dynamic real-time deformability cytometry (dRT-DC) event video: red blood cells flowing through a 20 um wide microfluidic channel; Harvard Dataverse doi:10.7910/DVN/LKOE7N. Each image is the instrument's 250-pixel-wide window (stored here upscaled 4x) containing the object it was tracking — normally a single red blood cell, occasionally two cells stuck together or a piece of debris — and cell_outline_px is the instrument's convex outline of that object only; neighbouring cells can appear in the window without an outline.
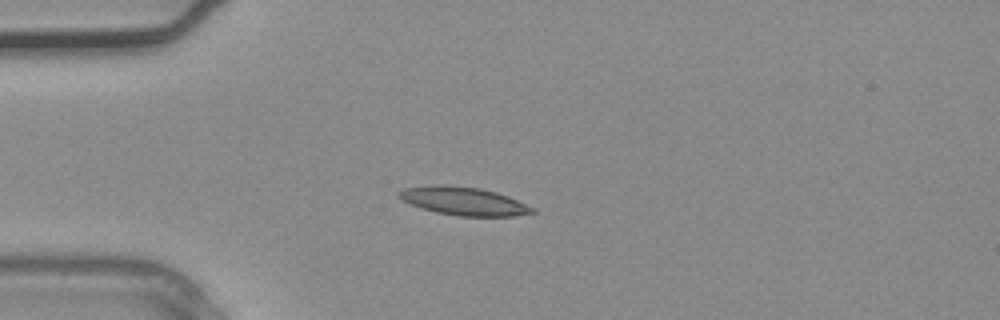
{"species": "common noctule bat (a hibernating species)", "species_latin": "Nyctalus noctula", "temperature_condition": "warm", "stored_images_in_passage": 27, "camera_frame_rate_fps": 3000, "um_per_image_px": 0.085, "animal": {"sex": "male", "body_mass_g": 20.4}, "frame": {"image": 1, "passage_image": 1, "time_ms": 0.0, "image_size_px": [1000, 320], "cell_outline_px": [[536, 212], [516, 216], [460, 216], [436, 212], [400, 200], [396, 196], [396, 192], [404, 188], [436, 184], [444, 184], [480, 188], [496, 192], [508, 196], [536, 208]], "centroid_in_image_um": [39.41, 17.08], "position_along_channel_um": 45.6, "area_um2": 22.08}}
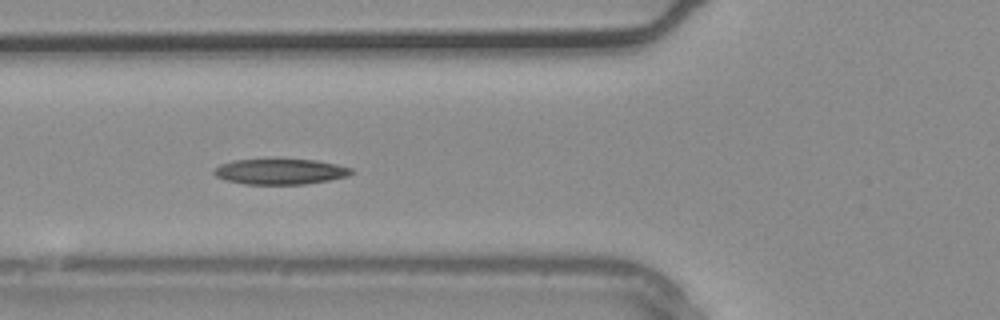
{"frame": {"image": 2, "passage_image": 5, "time_ms": 1.333, "image_size_px": [1000, 320], "cell_outline_px": [[356, 172], [348, 176], [328, 180], [304, 184], [244, 184], [228, 180], [216, 176], [212, 172], [220, 164], [232, 160], [316, 160], [336, 164], [352, 168]], "centroid_in_image_um": [23.85, 14.59], "position_along_channel_um": 101.9, "area_um2": 20.23}}